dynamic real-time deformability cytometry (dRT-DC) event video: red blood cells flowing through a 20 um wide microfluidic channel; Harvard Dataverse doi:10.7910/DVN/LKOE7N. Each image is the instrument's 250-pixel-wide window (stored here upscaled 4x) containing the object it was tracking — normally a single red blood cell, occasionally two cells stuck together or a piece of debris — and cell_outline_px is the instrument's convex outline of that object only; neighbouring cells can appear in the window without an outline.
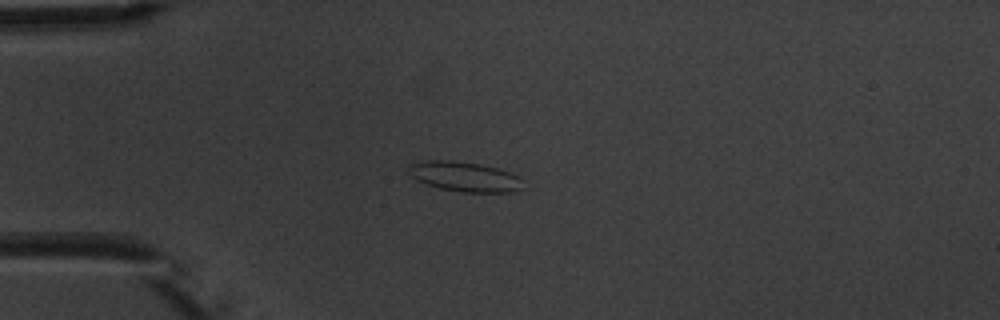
{"species": "common noctule bat (a hibernating species)", "species_latin": "Nyctalus noctula", "temperature_condition": "warm", "stored_images_in_passage": 7, "camera_frame_rate_fps": 3000, "um_per_image_px": 0.085, "animal": {"sex": "male", "body_mass_g": 20.1, "forearm_length_mm": 53.5}, "frame": {"image": 1, "passage_image": 5, "time_ms": 4.667, "image_size_px": [1000, 320], "cell_outline_px": [[520, 188], [512, 192], [460, 192], [440, 188], [416, 180], [408, 172], [408, 168], [412, 164], [424, 160], [452, 160], [480, 164], [496, 168], [508, 172], [516, 176]], "centroid_in_image_um": [39.4, 15.0], "position_along_channel_um": 45.6, "area_um2": 19.42}}
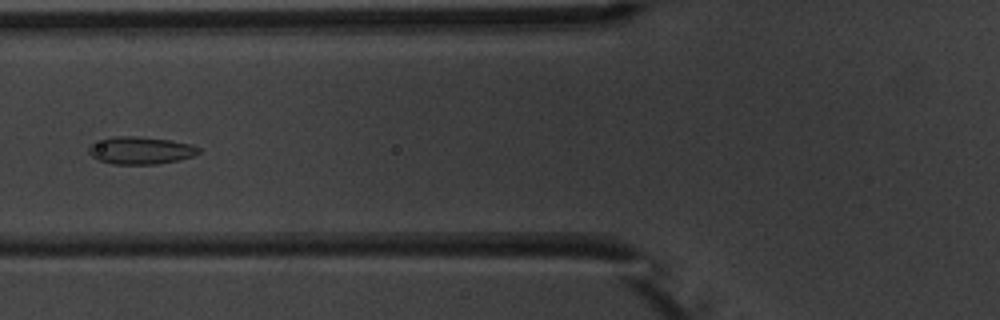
{"frame": {"image": 2, "passage_image": 7, "time_ms": 7.0, "image_size_px": [1000, 320], "cell_outline_px": [[200, 152], [192, 156], [180, 160], [156, 164], [112, 164], [100, 160], [92, 156], [88, 152], [88, 144], [112, 136], [136, 136], [172, 140], [188, 144], [200, 148]], "centroid_in_image_um": [11.92, 12.78], "position_along_channel_um": 113.9, "area_um2": 17.63}}